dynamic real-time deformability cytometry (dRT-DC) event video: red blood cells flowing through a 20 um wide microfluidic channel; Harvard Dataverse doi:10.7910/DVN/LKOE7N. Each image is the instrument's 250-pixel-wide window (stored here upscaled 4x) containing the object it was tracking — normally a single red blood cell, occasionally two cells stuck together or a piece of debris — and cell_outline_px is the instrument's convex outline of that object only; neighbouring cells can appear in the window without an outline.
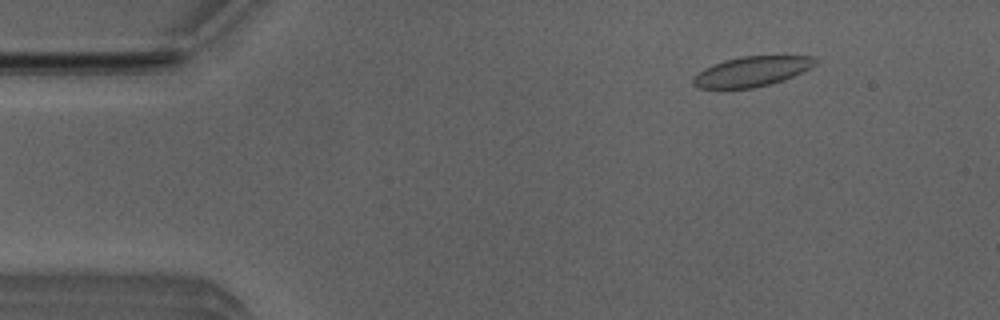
{"species": "Egyptian fruit bat (a non-hibernating species)", "species_latin": "Rousettus aegyptiacus", "temperature_condition": "room temperature", "stored_images_in_passage": 4, "camera_frame_rate_fps": 3000, "um_per_image_px": 0.085, "animal": {"sex": "male"}, "frame": {"image": 1, "passage_image": 2, "time_ms": 0.333, "image_size_px": [1000, 320], "cell_outline_px": [[816, 64], [784, 80], [752, 88], [700, 88], [692, 84], [692, 76], [704, 68], [712, 64], [724, 60], [744, 56], [816, 56]], "centroid_in_image_um": [63.85, 6.07], "position_along_channel_um": 21.2, "area_um2": 21.15}}